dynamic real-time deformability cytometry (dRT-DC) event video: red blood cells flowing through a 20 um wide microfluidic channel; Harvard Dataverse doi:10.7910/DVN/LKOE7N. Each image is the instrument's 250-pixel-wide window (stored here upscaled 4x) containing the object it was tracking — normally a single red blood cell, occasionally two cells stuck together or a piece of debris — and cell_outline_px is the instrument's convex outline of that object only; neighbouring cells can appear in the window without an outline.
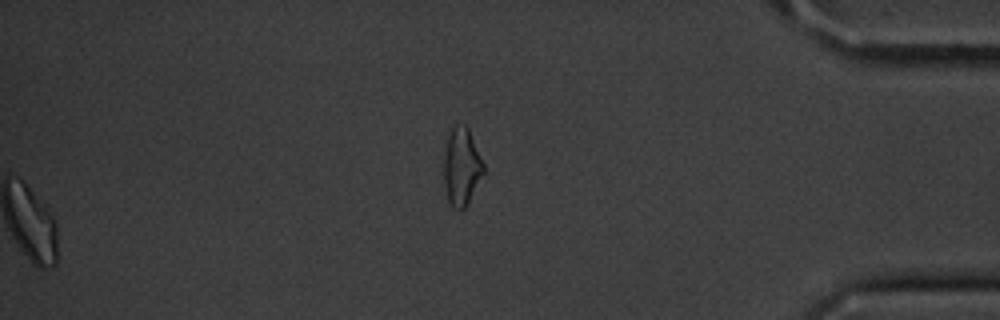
{"species": "common noctule bat (a hibernating species)", "species_latin": "Nyctalus noctula", "temperature_condition": "cold", "stored_images_in_passage": 56, "segment_of_instrument_passage": [2, 2], "camera_frame_rate_fps": 3000, "um_per_image_px": 0.085, "animal": {"sex": "male", "body_mass_g": 20.1, "forearm_length_mm": 53.5}, "frame": {"image": 1, "passage_image": 56, "time_ms": 18.333, "image_size_px": [1000, 320], "cell_outline_px": [[484, 172], [464, 208], [460, 212], [452, 208], [448, 200], [444, 184], [444, 156], [448, 136], [452, 128], [456, 124], [464, 124], [468, 128], [484, 164]], "centroid_in_image_um": [39.22, 14.18], "position_along_channel_um": 396.0, "area_um2": 17.74}}